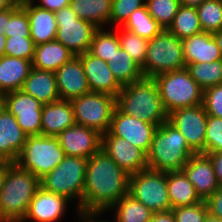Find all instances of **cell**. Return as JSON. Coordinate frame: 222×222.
<instances>
[{
  "mask_svg": "<svg viewBox=\"0 0 222 222\" xmlns=\"http://www.w3.org/2000/svg\"><path fill=\"white\" fill-rule=\"evenodd\" d=\"M129 174L102 149L87 159L82 216H99L128 193Z\"/></svg>",
  "mask_w": 222,
  "mask_h": 222,
  "instance_id": "1",
  "label": "cell"
},
{
  "mask_svg": "<svg viewBox=\"0 0 222 222\" xmlns=\"http://www.w3.org/2000/svg\"><path fill=\"white\" fill-rule=\"evenodd\" d=\"M56 137L66 156L88 159L101 150L102 135L83 125L74 124Z\"/></svg>",
  "mask_w": 222,
  "mask_h": 222,
  "instance_id": "15",
  "label": "cell"
},
{
  "mask_svg": "<svg viewBox=\"0 0 222 222\" xmlns=\"http://www.w3.org/2000/svg\"><path fill=\"white\" fill-rule=\"evenodd\" d=\"M122 27L147 40L152 39L164 29L149 14L146 4L136 9Z\"/></svg>",
  "mask_w": 222,
  "mask_h": 222,
  "instance_id": "33",
  "label": "cell"
},
{
  "mask_svg": "<svg viewBox=\"0 0 222 222\" xmlns=\"http://www.w3.org/2000/svg\"><path fill=\"white\" fill-rule=\"evenodd\" d=\"M186 68L182 40L167 29L148 40L144 66V78Z\"/></svg>",
  "mask_w": 222,
  "mask_h": 222,
  "instance_id": "7",
  "label": "cell"
},
{
  "mask_svg": "<svg viewBox=\"0 0 222 222\" xmlns=\"http://www.w3.org/2000/svg\"><path fill=\"white\" fill-rule=\"evenodd\" d=\"M156 129L157 126L155 124L126 115L116 107L109 132L113 136L124 138L147 154Z\"/></svg>",
  "mask_w": 222,
  "mask_h": 222,
  "instance_id": "14",
  "label": "cell"
},
{
  "mask_svg": "<svg viewBox=\"0 0 222 222\" xmlns=\"http://www.w3.org/2000/svg\"><path fill=\"white\" fill-rule=\"evenodd\" d=\"M115 211L113 222H150L153 212L129 193L111 208Z\"/></svg>",
  "mask_w": 222,
  "mask_h": 222,
  "instance_id": "31",
  "label": "cell"
},
{
  "mask_svg": "<svg viewBox=\"0 0 222 222\" xmlns=\"http://www.w3.org/2000/svg\"><path fill=\"white\" fill-rule=\"evenodd\" d=\"M3 106H4L3 95L0 94V110L2 109Z\"/></svg>",
  "mask_w": 222,
  "mask_h": 222,
  "instance_id": "57",
  "label": "cell"
},
{
  "mask_svg": "<svg viewBox=\"0 0 222 222\" xmlns=\"http://www.w3.org/2000/svg\"><path fill=\"white\" fill-rule=\"evenodd\" d=\"M0 222H7V221L3 218L2 214H1V210H0Z\"/></svg>",
  "mask_w": 222,
  "mask_h": 222,
  "instance_id": "58",
  "label": "cell"
},
{
  "mask_svg": "<svg viewBox=\"0 0 222 222\" xmlns=\"http://www.w3.org/2000/svg\"><path fill=\"white\" fill-rule=\"evenodd\" d=\"M182 171L194 186L201 200L206 201L220 187L212 162L206 154H193Z\"/></svg>",
  "mask_w": 222,
  "mask_h": 222,
  "instance_id": "19",
  "label": "cell"
},
{
  "mask_svg": "<svg viewBox=\"0 0 222 222\" xmlns=\"http://www.w3.org/2000/svg\"><path fill=\"white\" fill-rule=\"evenodd\" d=\"M75 124L73 106L70 100H58L43 104L41 135L56 137Z\"/></svg>",
  "mask_w": 222,
  "mask_h": 222,
  "instance_id": "23",
  "label": "cell"
},
{
  "mask_svg": "<svg viewBox=\"0 0 222 222\" xmlns=\"http://www.w3.org/2000/svg\"><path fill=\"white\" fill-rule=\"evenodd\" d=\"M117 34L120 40V47L142 68L145 63L148 40L123 27Z\"/></svg>",
  "mask_w": 222,
  "mask_h": 222,
  "instance_id": "37",
  "label": "cell"
},
{
  "mask_svg": "<svg viewBox=\"0 0 222 222\" xmlns=\"http://www.w3.org/2000/svg\"><path fill=\"white\" fill-rule=\"evenodd\" d=\"M10 19V8L0 11V34L5 35L7 21Z\"/></svg>",
  "mask_w": 222,
  "mask_h": 222,
  "instance_id": "49",
  "label": "cell"
},
{
  "mask_svg": "<svg viewBox=\"0 0 222 222\" xmlns=\"http://www.w3.org/2000/svg\"><path fill=\"white\" fill-rule=\"evenodd\" d=\"M167 187L171 209L202 201L182 170L167 172Z\"/></svg>",
  "mask_w": 222,
  "mask_h": 222,
  "instance_id": "28",
  "label": "cell"
},
{
  "mask_svg": "<svg viewBox=\"0 0 222 222\" xmlns=\"http://www.w3.org/2000/svg\"><path fill=\"white\" fill-rule=\"evenodd\" d=\"M82 63L90 91L117 97L122 85L116 80L106 61L88 51L77 55Z\"/></svg>",
  "mask_w": 222,
  "mask_h": 222,
  "instance_id": "17",
  "label": "cell"
},
{
  "mask_svg": "<svg viewBox=\"0 0 222 222\" xmlns=\"http://www.w3.org/2000/svg\"><path fill=\"white\" fill-rule=\"evenodd\" d=\"M6 37H30V22L27 11L17 1L10 7V19L5 28Z\"/></svg>",
  "mask_w": 222,
  "mask_h": 222,
  "instance_id": "39",
  "label": "cell"
},
{
  "mask_svg": "<svg viewBox=\"0 0 222 222\" xmlns=\"http://www.w3.org/2000/svg\"><path fill=\"white\" fill-rule=\"evenodd\" d=\"M27 137L16 118L3 106L0 110V161L16 162Z\"/></svg>",
  "mask_w": 222,
  "mask_h": 222,
  "instance_id": "21",
  "label": "cell"
},
{
  "mask_svg": "<svg viewBox=\"0 0 222 222\" xmlns=\"http://www.w3.org/2000/svg\"><path fill=\"white\" fill-rule=\"evenodd\" d=\"M146 0H112L111 15L109 24H115L114 27L124 25L130 15L138 8L143 7Z\"/></svg>",
  "mask_w": 222,
  "mask_h": 222,
  "instance_id": "40",
  "label": "cell"
},
{
  "mask_svg": "<svg viewBox=\"0 0 222 222\" xmlns=\"http://www.w3.org/2000/svg\"><path fill=\"white\" fill-rule=\"evenodd\" d=\"M107 63L114 77L122 86L144 78L141 67L122 48L115 52Z\"/></svg>",
  "mask_w": 222,
  "mask_h": 222,
  "instance_id": "30",
  "label": "cell"
},
{
  "mask_svg": "<svg viewBox=\"0 0 222 222\" xmlns=\"http://www.w3.org/2000/svg\"><path fill=\"white\" fill-rule=\"evenodd\" d=\"M57 34L56 41L63 44L76 56L89 51L97 27L79 19L68 5L55 11Z\"/></svg>",
  "mask_w": 222,
  "mask_h": 222,
  "instance_id": "11",
  "label": "cell"
},
{
  "mask_svg": "<svg viewBox=\"0 0 222 222\" xmlns=\"http://www.w3.org/2000/svg\"><path fill=\"white\" fill-rule=\"evenodd\" d=\"M30 22V37L35 45L56 39L57 23L54 11L38 7L32 0H21Z\"/></svg>",
  "mask_w": 222,
  "mask_h": 222,
  "instance_id": "22",
  "label": "cell"
},
{
  "mask_svg": "<svg viewBox=\"0 0 222 222\" xmlns=\"http://www.w3.org/2000/svg\"><path fill=\"white\" fill-rule=\"evenodd\" d=\"M101 149L129 175L148 168L146 154L141 149L109 131L102 134Z\"/></svg>",
  "mask_w": 222,
  "mask_h": 222,
  "instance_id": "16",
  "label": "cell"
},
{
  "mask_svg": "<svg viewBox=\"0 0 222 222\" xmlns=\"http://www.w3.org/2000/svg\"><path fill=\"white\" fill-rule=\"evenodd\" d=\"M116 107L126 115L137 117L157 127L168 120V114L153 78H143L123 85L116 97Z\"/></svg>",
  "mask_w": 222,
  "mask_h": 222,
  "instance_id": "2",
  "label": "cell"
},
{
  "mask_svg": "<svg viewBox=\"0 0 222 222\" xmlns=\"http://www.w3.org/2000/svg\"><path fill=\"white\" fill-rule=\"evenodd\" d=\"M128 193L153 213L171 210L167 172L146 168L129 175Z\"/></svg>",
  "mask_w": 222,
  "mask_h": 222,
  "instance_id": "10",
  "label": "cell"
},
{
  "mask_svg": "<svg viewBox=\"0 0 222 222\" xmlns=\"http://www.w3.org/2000/svg\"><path fill=\"white\" fill-rule=\"evenodd\" d=\"M21 90L43 104L60 100L55 72L32 68Z\"/></svg>",
  "mask_w": 222,
  "mask_h": 222,
  "instance_id": "25",
  "label": "cell"
},
{
  "mask_svg": "<svg viewBox=\"0 0 222 222\" xmlns=\"http://www.w3.org/2000/svg\"><path fill=\"white\" fill-rule=\"evenodd\" d=\"M203 105L208 115L222 118V84L204 90Z\"/></svg>",
  "mask_w": 222,
  "mask_h": 222,
  "instance_id": "44",
  "label": "cell"
},
{
  "mask_svg": "<svg viewBox=\"0 0 222 222\" xmlns=\"http://www.w3.org/2000/svg\"><path fill=\"white\" fill-rule=\"evenodd\" d=\"M60 100H72L90 92L81 60L74 56L55 72Z\"/></svg>",
  "mask_w": 222,
  "mask_h": 222,
  "instance_id": "20",
  "label": "cell"
},
{
  "mask_svg": "<svg viewBox=\"0 0 222 222\" xmlns=\"http://www.w3.org/2000/svg\"><path fill=\"white\" fill-rule=\"evenodd\" d=\"M145 4L149 14L164 29L170 26L181 6L180 0H146Z\"/></svg>",
  "mask_w": 222,
  "mask_h": 222,
  "instance_id": "38",
  "label": "cell"
},
{
  "mask_svg": "<svg viewBox=\"0 0 222 222\" xmlns=\"http://www.w3.org/2000/svg\"><path fill=\"white\" fill-rule=\"evenodd\" d=\"M205 202L209 214L222 220V186H220Z\"/></svg>",
  "mask_w": 222,
  "mask_h": 222,
  "instance_id": "45",
  "label": "cell"
},
{
  "mask_svg": "<svg viewBox=\"0 0 222 222\" xmlns=\"http://www.w3.org/2000/svg\"><path fill=\"white\" fill-rule=\"evenodd\" d=\"M150 222H176L174 213L171 210L156 212L152 214Z\"/></svg>",
  "mask_w": 222,
  "mask_h": 222,
  "instance_id": "48",
  "label": "cell"
},
{
  "mask_svg": "<svg viewBox=\"0 0 222 222\" xmlns=\"http://www.w3.org/2000/svg\"><path fill=\"white\" fill-rule=\"evenodd\" d=\"M184 60L186 64L211 63L222 60L220 49L212 33L201 32L182 40Z\"/></svg>",
  "mask_w": 222,
  "mask_h": 222,
  "instance_id": "24",
  "label": "cell"
},
{
  "mask_svg": "<svg viewBox=\"0 0 222 222\" xmlns=\"http://www.w3.org/2000/svg\"><path fill=\"white\" fill-rule=\"evenodd\" d=\"M74 56L73 52L56 40L42 43L35 46L32 68L56 72Z\"/></svg>",
  "mask_w": 222,
  "mask_h": 222,
  "instance_id": "27",
  "label": "cell"
},
{
  "mask_svg": "<svg viewBox=\"0 0 222 222\" xmlns=\"http://www.w3.org/2000/svg\"><path fill=\"white\" fill-rule=\"evenodd\" d=\"M222 152V118L208 115L205 136V154Z\"/></svg>",
  "mask_w": 222,
  "mask_h": 222,
  "instance_id": "42",
  "label": "cell"
},
{
  "mask_svg": "<svg viewBox=\"0 0 222 222\" xmlns=\"http://www.w3.org/2000/svg\"><path fill=\"white\" fill-rule=\"evenodd\" d=\"M205 222H222L220 218L214 217L210 214L207 215Z\"/></svg>",
  "mask_w": 222,
  "mask_h": 222,
  "instance_id": "56",
  "label": "cell"
},
{
  "mask_svg": "<svg viewBox=\"0 0 222 222\" xmlns=\"http://www.w3.org/2000/svg\"><path fill=\"white\" fill-rule=\"evenodd\" d=\"M212 162L216 180L222 186V152L206 154Z\"/></svg>",
  "mask_w": 222,
  "mask_h": 222,
  "instance_id": "46",
  "label": "cell"
},
{
  "mask_svg": "<svg viewBox=\"0 0 222 222\" xmlns=\"http://www.w3.org/2000/svg\"><path fill=\"white\" fill-rule=\"evenodd\" d=\"M153 80L167 114L179 108L203 104L204 90L186 68L159 74Z\"/></svg>",
  "mask_w": 222,
  "mask_h": 222,
  "instance_id": "6",
  "label": "cell"
},
{
  "mask_svg": "<svg viewBox=\"0 0 222 222\" xmlns=\"http://www.w3.org/2000/svg\"><path fill=\"white\" fill-rule=\"evenodd\" d=\"M71 101L75 124L92 128L101 135L109 131L116 98L106 93L88 92Z\"/></svg>",
  "mask_w": 222,
  "mask_h": 222,
  "instance_id": "9",
  "label": "cell"
},
{
  "mask_svg": "<svg viewBox=\"0 0 222 222\" xmlns=\"http://www.w3.org/2000/svg\"><path fill=\"white\" fill-rule=\"evenodd\" d=\"M71 201L40 187L33 196L27 213L21 222H56L66 213ZM27 220V221H26Z\"/></svg>",
  "mask_w": 222,
  "mask_h": 222,
  "instance_id": "18",
  "label": "cell"
},
{
  "mask_svg": "<svg viewBox=\"0 0 222 222\" xmlns=\"http://www.w3.org/2000/svg\"><path fill=\"white\" fill-rule=\"evenodd\" d=\"M212 35H213L214 39L216 40L217 45H218L221 55H222V29L212 33Z\"/></svg>",
  "mask_w": 222,
  "mask_h": 222,
  "instance_id": "53",
  "label": "cell"
},
{
  "mask_svg": "<svg viewBox=\"0 0 222 222\" xmlns=\"http://www.w3.org/2000/svg\"><path fill=\"white\" fill-rule=\"evenodd\" d=\"M41 187V180L17 163L7 167L0 191V210L7 222H21L33 196Z\"/></svg>",
  "mask_w": 222,
  "mask_h": 222,
  "instance_id": "3",
  "label": "cell"
},
{
  "mask_svg": "<svg viewBox=\"0 0 222 222\" xmlns=\"http://www.w3.org/2000/svg\"><path fill=\"white\" fill-rule=\"evenodd\" d=\"M98 217L100 216H80V219L82 220V222H108V220L106 221L105 219L103 220H98ZM97 218V220H96Z\"/></svg>",
  "mask_w": 222,
  "mask_h": 222,
  "instance_id": "54",
  "label": "cell"
},
{
  "mask_svg": "<svg viewBox=\"0 0 222 222\" xmlns=\"http://www.w3.org/2000/svg\"><path fill=\"white\" fill-rule=\"evenodd\" d=\"M186 69L203 90L222 84V60L186 64Z\"/></svg>",
  "mask_w": 222,
  "mask_h": 222,
  "instance_id": "34",
  "label": "cell"
},
{
  "mask_svg": "<svg viewBox=\"0 0 222 222\" xmlns=\"http://www.w3.org/2000/svg\"><path fill=\"white\" fill-rule=\"evenodd\" d=\"M6 35L0 34V57L4 55Z\"/></svg>",
  "mask_w": 222,
  "mask_h": 222,
  "instance_id": "55",
  "label": "cell"
},
{
  "mask_svg": "<svg viewBox=\"0 0 222 222\" xmlns=\"http://www.w3.org/2000/svg\"><path fill=\"white\" fill-rule=\"evenodd\" d=\"M204 1L206 0H180L181 5L195 8H197Z\"/></svg>",
  "mask_w": 222,
  "mask_h": 222,
  "instance_id": "51",
  "label": "cell"
},
{
  "mask_svg": "<svg viewBox=\"0 0 222 222\" xmlns=\"http://www.w3.org/2000/svg\"><path fill=\"white\" fill-rule=\"evenodd\" d=\"M65 156L57 137L33 135L27 137L23 150L15 163L41 180Z\"/></svg>",
  "mask_w": 222,
  "mask_h": 222,
  "instance_id": "8",
  "label": "cell"
},
{
  "mask_svg": "<svg viewBox=\"0 0 222 222\" xmlns=\"http://www.w3.org/2000/svg\"><path fill=\"white\" fill-rule=\"evenodd\" d=\"M69 6L79 19L90 22L97 28L109 24L112 0H74Z\"/></svg>",
  "mask_w": 222,
  "mask_h": 222,
  "instance_id": "29",
  "label": "cell"
},
{
  "mask_svg": "<svg viewBox=\"0 0 222 222\" xmlns=\"http://www.w3.org/2000/svg\"><path fill=\"white\" fill-rule=\"evenodd\" d=\"M176 222H205L208 212L207 204L204 200L201 202L172 208Z\"/></svg>",
  "mask_w": 222,
  "mask_h": 222,
  "instance_id": "43",
  "label": "cell"
},
{
  "mask_svg": "<svg viewBox=\"0 0 222 222\" xmlns=\"http://www.w3.org/2000/svg\"><path fill=\"white\" fill-rule=\"evenodd\" d=\"M203 32L214 33L222 29V0H206L197 7Z\"/></svg>",
  "mask_w": 222,
  "mask_h": 222,
  "instance_id": "36",
  "label": "cell"
},
{
  "mask_svg": "<svg viewBox=\"0 0 222 222\" xmlns=\"http://www.w3.org/2000/svg\"><path fill=\"white\" fill-rule=\"evenodd\" d=\"M35 46L31 37H6L4 55L32 61Z\"/></svg>",
  "mask_w": 222,
  "mask_h": 222,
  "instance_id": "41",
  "label": "cell"
},
{
  "mask_svg": "<svg viewBox=\"0 0 222 222\" xmlns=\"http://www.w3.org/2000/svg\"><path fill=\"white\" fill-rule=\"evenodd\" d=\"M86 165V158L65 156L53 170L41 179V187L45 190L70 201L76 199L78 218L82 215Z\"/></svg>",
  "mask_w": 222,
  "mask_h": 222,
  "instance_id": "5",
  "label": "cell"
},
{
  "mask_svg": "<svg viewBox=\"0 0 222 222\" xmlns=\"http://www.w3.org/2000/svg\"><path fill=\"white\" fill-rule=\"evenodd\" d=\"M10 162L7 161H0V191L2 188L3 180L6 174L7 167L9 166Z\"/></svg>",
  "mask_w": 222,
  "mask_h": 222,
  "instance_id": "50",
  "label": "cell"
},
{
  "mask_svg": "<svg viewBox=\"0 0 222 222\" xmlns=\"http://www.w3.org/2000/svg\"><path fill=\"white\" fill-rule=\"evenodd\" d=\"M18 0H0V11L12 7Z\"/></svg>",
  "mask_w": 222,
  "mask_h": 222,
  "instance_id": "52",
  "label": "cell"
},
{
  "mask_svg": "<svg viewBox=\"0 0 222 222\" xmlns=\"http://www.w3.org/2000/svg\"><path fill=\"white\" fill-rule=\"evenodd\" d=\"M193 154L184 136L167 120L153 135L147 166L160 172L181 171Z\"/></svg>",
  "mask_w": 222,
  "mask_h": 222,
  "instance_id": "4",
  "label": "cell"
},
{
  "mask_svg": "<svg viewBox=\"0 0 222 222\" xmlns=\"http://www.w3.org/2000/svg\"><path fill=\"white\" fill-rule=\"evenodd\" d=\"M34 3L35 0H32ZM37 2H40L38 4L35 3L38 7L47 9L49 11H57L60 10L63 7H66L70 4L71 0H39Z\"/></svg>",
  "mask_w": 222,
  "mask_h": 222,
  "instance_id": "47",
  "label": "cell"
},
{
  "mask_svg": "<svg viewBox=\"0 0 222 222\" xmlns=\"http://www.w3.org/2000/svg\"><path fill=\"white\" fill-rule=\"evenodd\" d=\"M3 101L27 136L41 135L43 103L22 90L4 94Z\"/></svg>",
  "mask_w": 222,
  "mask_h": 222,
  "instance_id": "13",
  "label": "cell"
},
{
  "mask_svg": "<svg viewBox=\"0 0 222 222\" xmlns=\"http://www.w3.org/2000/svg\"><path fill=\"white\" fill-rule=\"evenodd\" d=\"M120 48V40L115 28L112 31H105V28H98L88 52L108 62Z\"/></svg>",
  "mask_w": 222,
  "mask_h": 222,
  "instance_id": "35",
  "label": "cell"
},
{
  "mask_svg": "<svg viewBox=\"0 0 222 222\" xmlns=\"http://www.w3.org/2000/svg\"><path fill=\"white\" fill-rule=\"evenodd\" d=\"M32 69V61L3 55L0 57V94L21 90Z\"/></svg>",
  "mask_w": 222,
  "mask_h": 222,
  "instance_id": "26",
  "label": "cell"
},
{
  "mask_svg": "<svg viewBox=\"0 0 222 222\" xmlns=\"http://www.w3.org/2000/svg\"><path fill=\"white\" fill-rule=\"evenodd\" d=\"M167 30L181 40L203 32L197 8L181 5Z\"/></svg>",
  "mask_w": 222,
  "mask_h": 222,
  "instance_id": "32",
  "label": "cell"
},
{
  "mask_svg": "<svg viewBox=\"0 0 222 222\" xmlns=\"http://www.w3.org/2000/svg\"><path fill=\"white\" fill-rule=\"evenodd\" d=\"M207 118L203 104L179 108L168 114V121L184 136L195 154H205Z\"/></svg>",
  "mask_w": 222,
  "mask_h": 222,
  "instance_id": "12",
  "label": "cell"
}]
</instances>
